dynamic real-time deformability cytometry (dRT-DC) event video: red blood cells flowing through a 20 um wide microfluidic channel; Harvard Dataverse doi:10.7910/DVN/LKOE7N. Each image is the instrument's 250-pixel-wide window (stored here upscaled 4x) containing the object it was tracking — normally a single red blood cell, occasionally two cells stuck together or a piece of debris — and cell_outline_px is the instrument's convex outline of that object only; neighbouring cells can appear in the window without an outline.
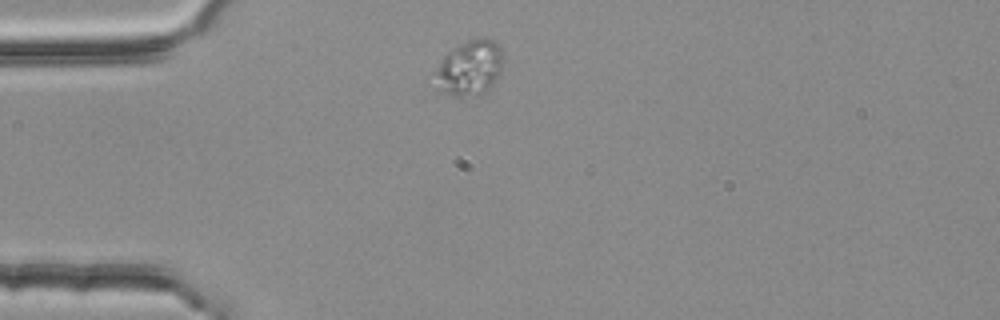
{"species": "common noctule bat (a hibernating species)", "species_latin": "Nyctalus noctula", "temperature_condition": "room temperature", "stored_images_in_passage": 1, "camera_frame_rate_fps": 3000, "um_per_image_px": 0.085, "animal": {"sex": "female", "body_mass_g": 25.1}, "frame": {"image": 1, "passage_image": 1, "time_ms": 0.0, "image_size_px": [1000, 320], "cell_outline_px": [[504, 60], [500, 72], [496, 80], [488, 92], [484, 96], [460, 100], [456, 100], [432, 88], [424, 80], [444, 56], [452, 48], [468, 40], [480, 36], [484, 36], [496, 40], [504, 52]], "centroid_in_image_um": [39.8, 5.88], "position_along_channel_um": 45.2, "area_um2": 24.62}}